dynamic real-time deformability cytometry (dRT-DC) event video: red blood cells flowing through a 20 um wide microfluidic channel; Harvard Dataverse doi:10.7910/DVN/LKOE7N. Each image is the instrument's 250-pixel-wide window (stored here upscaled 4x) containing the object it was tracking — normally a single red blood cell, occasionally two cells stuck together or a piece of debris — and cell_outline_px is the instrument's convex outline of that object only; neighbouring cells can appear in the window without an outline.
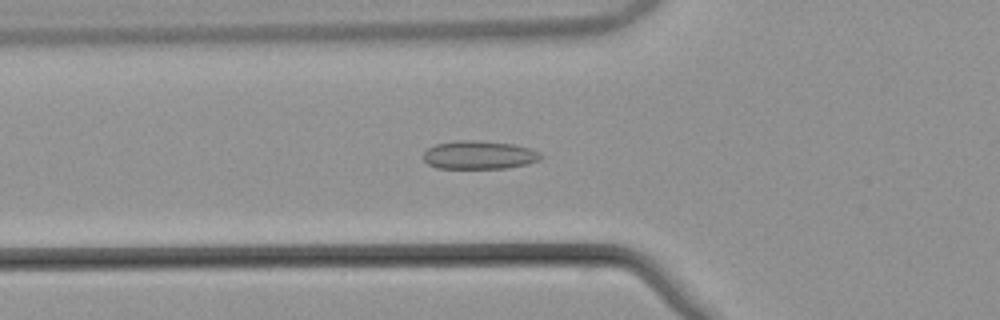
{"species": "common noctule bat (a hibernating species)", "species_latin": "Nyctalus noctula", "temperature_condition": "warm", "stored_images_in_passage": 36, "camera_frame_rate_fps": 3000, "um_per_image_px": 0.085, "animal": {"sex": "male", "body_mass_g": 21.5, "forearm_length_mm": 52.0}, "frame": {"image": 1, "passage_image": 2, "time_ms": 0.333, "image_size_px": [1000, 320], "cell_outline_px": [[544, 156], [540, 160], [528, 164], [504, 168], [436, 168], [428, 164], [424, 160], [424, 152], [428, 148], [436, 144], [456, 140], [476, 140], [516, 144], [540, 152]], "centroid_in_image_um": [40.75, 13.17], "position_along_channel_um": 85.1, "area_um2": 19.54}}
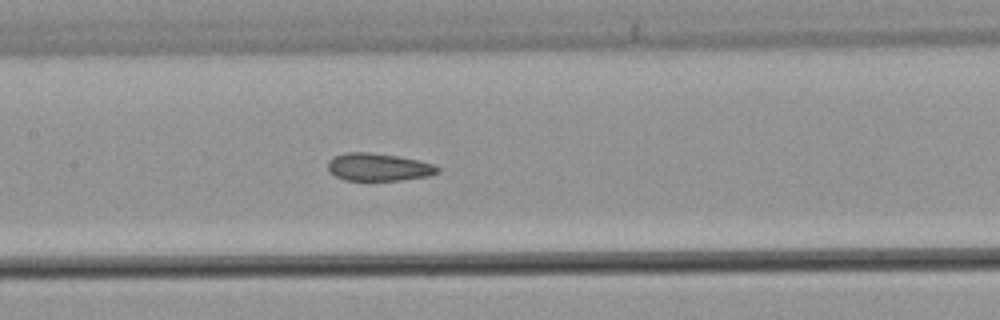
{"frame": {"image": 2, "passage_image": 9, "time_ms": 2.667, "image_size_px": [1000, 320], "cell_outline_px": [[440, 172], [428, 176], [400, 180], [344, 180], [336, 176], [328, 168], [328, 160], [332, 156], [348, 152], [368, 152], [396, 156], [416, 160], [432, 164], [440, 168]], "centroid_in_image_um": [32.15, 14.2], "position_along_channel_um": 175.2, "area_um2": 17.51}}
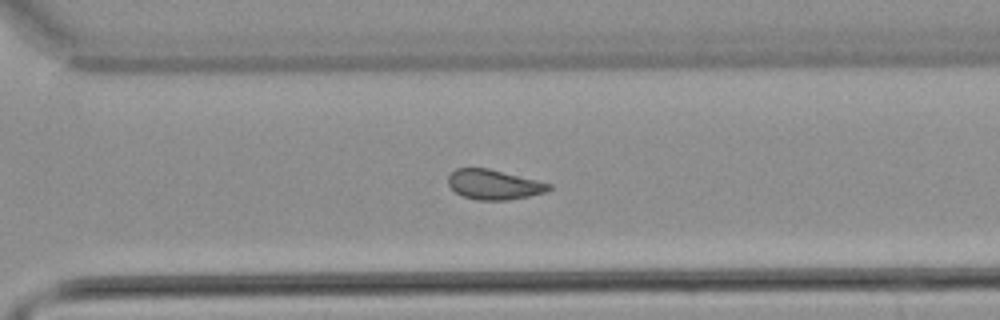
{"frame": {"image": 3, "passage_image": 21, "time_ms": 6.667, "image_size_px": [1000, 320], "cell_outline_px": [[552, 188], [548, 192], [508, 200], [476, 200], [460, 196], [448, 184], [448, 176], [456, 168], [488, 168], [552, 184]], "centroid_in_image_um": [41.98, 15.7], "position_along_channel_um": 328.6, "area_um2": 17.57}, "authors_computed_cell_mechanics": {"area_um2": 17.9469, "velocity_mm_per_s": 3.8413, "shape_relaxation_time_tau1_ms": null, "shape_relaxation_time_tau2_ms": 3.2859, "deformation_change_tau1": null, "deformation_change_tau2": 0.0786}}